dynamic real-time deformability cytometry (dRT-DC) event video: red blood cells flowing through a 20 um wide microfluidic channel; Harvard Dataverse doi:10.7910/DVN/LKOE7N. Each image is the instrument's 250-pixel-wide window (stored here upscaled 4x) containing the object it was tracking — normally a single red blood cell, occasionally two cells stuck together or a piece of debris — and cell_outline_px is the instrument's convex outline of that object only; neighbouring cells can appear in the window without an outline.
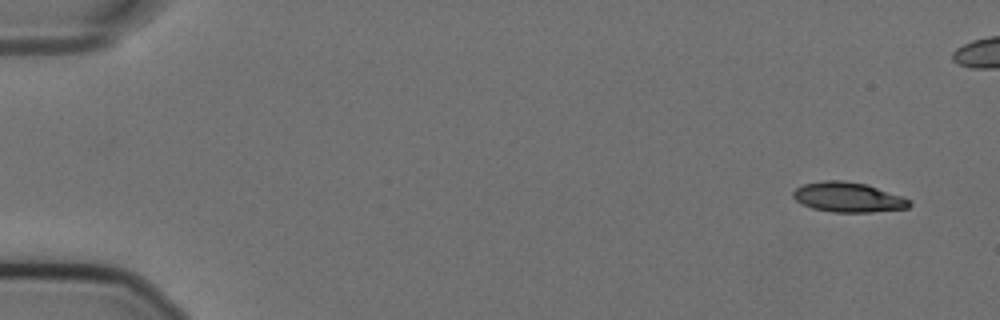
{"species": "Egyptian fruit bat (a non-hibernating species)", "species_latin": "Rousettus aegyptiacus", "temperature_condition": "cold", "stored_images_in_passage": 45, "camera_frame_rate_fps": 3000, "um_per_image_px": 0.085, "animal": {"sex": "female"}, "frame": {"image": 1, "passage_image": 1, "time_ms": 0.0, "image_size_px": [1000, 320], "cell_outline_px": [[912, 204], [908, 208], [872, 212], [832, 212], [812, 208], [800, 204], [792, 196], [792, 192], [796, 188], [804, 184], [824, 180], [840, 180], [864, 184], [900, 196], [908, 200]], "centroid_in_image_um": [72.02, 16.77], "position_along_channel_um": 13.0, "area_um2": 20.0}}
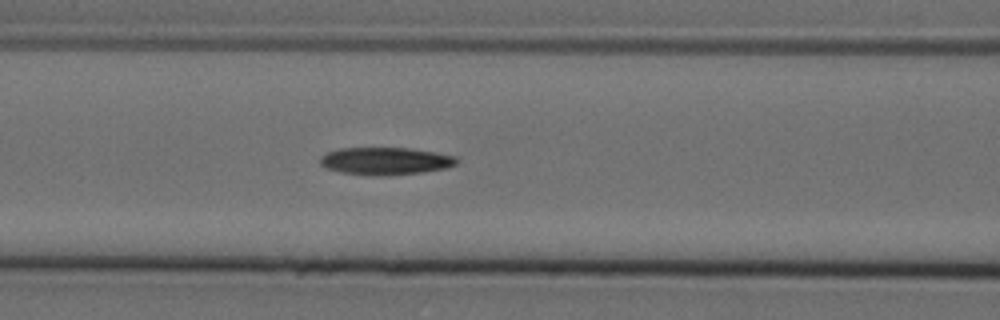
{"frame": {"image": 2, "passage_image": 22, "time_ms": 7.0, "image_size_px": [1000, 320], "cell_outline_px": [[460, 160], [456, 164], [448, 168], [424, 172], [384, 176], [368, 176], [340, 172], [328, 168], [320, 164], [320, 156], [328, 152], [340, 148], [408, 148], [436, 152], [456, 156]], "centroid_in_image_um": [32.8, 13.7], "position_along_channel_um": 133.8, "area_um2": 22.14}}
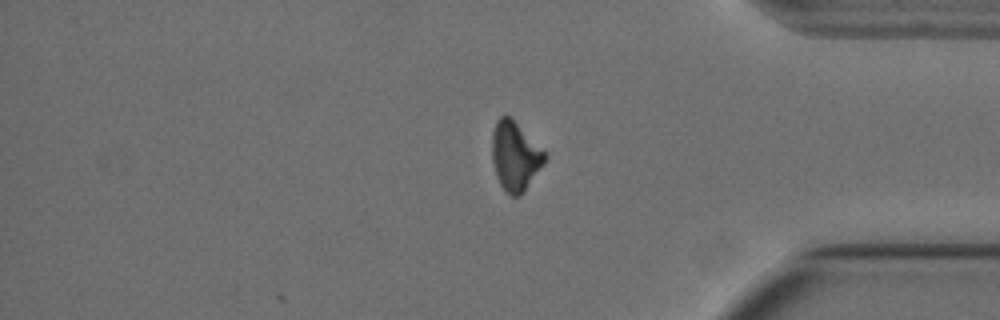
{"frame": {"image": 3, "passage_image": 45, "time_ms": 14.667, "image_size_px": [1000, 320], "cell_outline_px": [[548, 156], [544, 164], [524, 192], [520, 196], [512, 196], [500, 184], [496, 176], [492, 160], [492, 132], [496, 120], [500, 116], [508, 116], [548, 152]], "centroid_in_image_um": [43.81, 13.27], "position_along_channel_um": 391.4, "area_um2": 21.33}, "authors_computed_cell_mechanics": {"area_um2": 21.7906, "velocity_mm_per_s": 3.5847, "shape_relaxation_time_tau1_ms": 5.0845, "shape_relaxation_time_tau2_ms": null, "deformation_change_tau1": 0.1615, "deformation_change_tau2": null}}